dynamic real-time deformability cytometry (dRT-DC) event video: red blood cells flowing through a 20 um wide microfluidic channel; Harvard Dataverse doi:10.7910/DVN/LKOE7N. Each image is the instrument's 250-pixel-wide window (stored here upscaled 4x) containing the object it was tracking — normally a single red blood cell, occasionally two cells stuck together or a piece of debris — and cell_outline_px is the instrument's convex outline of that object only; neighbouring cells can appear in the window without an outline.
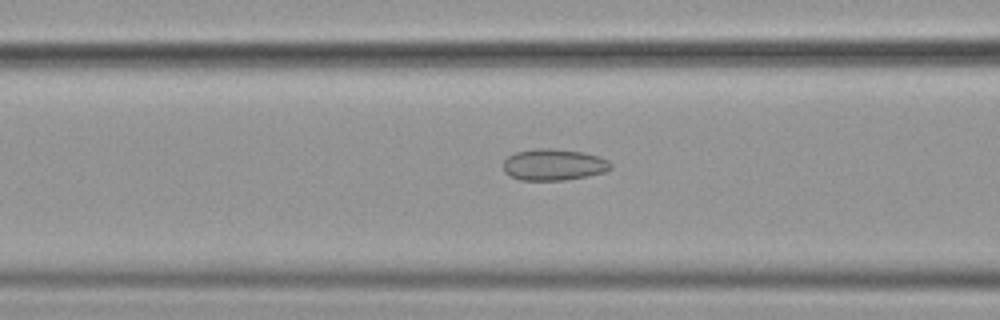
{"species": "common noctule bat (a hibernating species)", "species_latin": "Nyctalus noctula", "temperature_condition": "cold", "stored_images_in_passage": 51, "camera_frame_rate_fps": 3000, "um_per_image_px": 0.085, "animal": {"sex": "female", "body_mass_g": 19.9}, "frame": {"image": 1, "passage_image": 23, "time_ms": 7.333, "image_size_px": [1000, 320], "cell_outline_px": [[612, 168], [604, 172], [588, 176], [564, 180], [520, 180], [504, 172], [504, 160], [508, 156], [516, 152], [532, 148], [548, 148], [584, 152], [600, 156], [608, 160], [612, 164]], "centroid_in_image_um": [47.08, 13.99], "position_along_channel_um": 119.5, "area_um2": 19.83}}
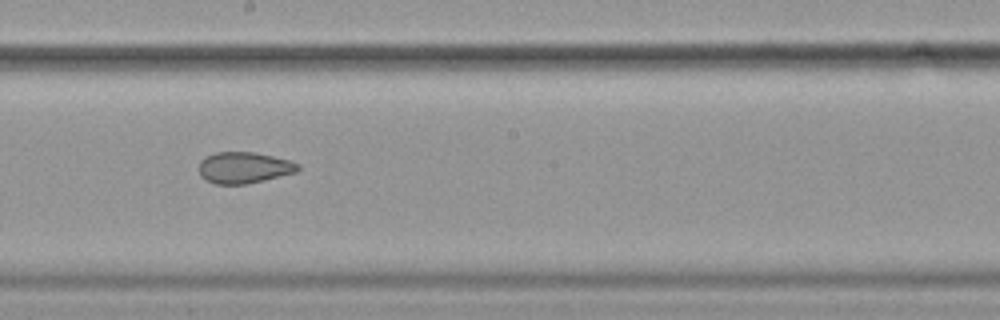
{"frame": {"image": 2, "passage_image": 32, "time_ms": 10.333, "image_size_px": [1000, 320], "cell_outline_px": [[300, 168], [296, 172], [264, 180], [244, 184], [216, 184], [204, 180], [200, 176], [200, 160], [204, 156], [216, 152], [252, 152], [272, 156], [288, 160], [300, 164]], "centroid_in_image_um": [20.71, 14.25], "position_along_channel_um": 227.5, "area_um2": 18.03}}
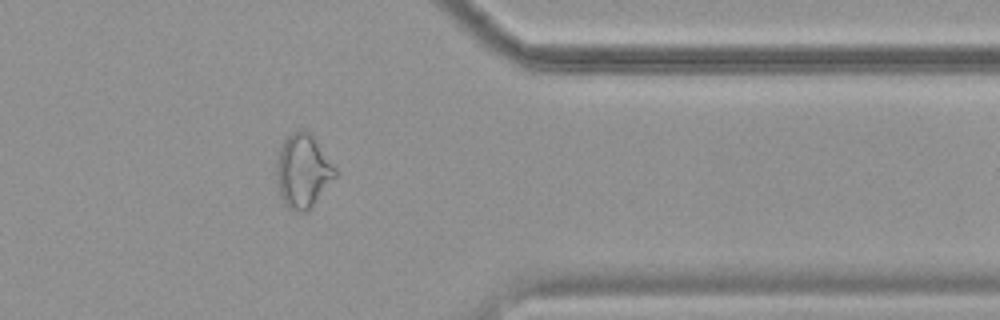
{"frame": {"image": 3, "passage_image": 46, "time_ms": 15.0, "image_size_px": [1000, 320], "cell_outline_px": [[336, 176], [312, 204], [304, 212], [300, 212], [288, 208], [284, 204], [280, 196], [276, 180], [276, 168], [280, 148], [284, 140], [292, 132], [300, 128], [304, 128], [312, 132], [336, 168]], "centroid_in_image_um": [25.74, 14.47], "position_along_channel_um": 385.7, "area_um2": 25.14}}